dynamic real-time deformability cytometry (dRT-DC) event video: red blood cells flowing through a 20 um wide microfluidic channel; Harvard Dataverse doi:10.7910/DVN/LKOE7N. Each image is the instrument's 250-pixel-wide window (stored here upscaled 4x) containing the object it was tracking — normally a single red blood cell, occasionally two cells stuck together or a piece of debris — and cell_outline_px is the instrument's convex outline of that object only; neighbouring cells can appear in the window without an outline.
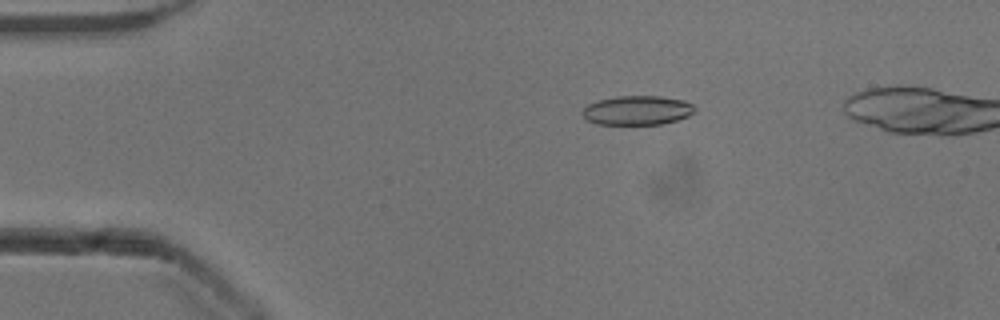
{"species": "common noctule bat (a hibernating species)", "species_latin": "Nyctalus noctula", "temperature_condition": "cold", "stored_images_in_passage": 48, "camera_frame_rate_fps": 3000, "um_per_image_px": 0.085, "animal": {"sex": "male", "body_mass_g": 13.3}, "frame": {"image": 1, "passage_image": 10, "time_ms": 3.0, "image_size_px": [1000, 320], "cell_outline_px": [[696, 112], [688, 116], [676, 120], [660, 124], [596, 124], [588, 120], [580, 112], [588, 104], [596, 100], [616, 96], [660, 96], [684, 100], [692, 104], [696, 108]], "centroid_in_image_um": [54.17, 9.37], "position_along_channel_um": 30.8, "area_um2": 19.25}}
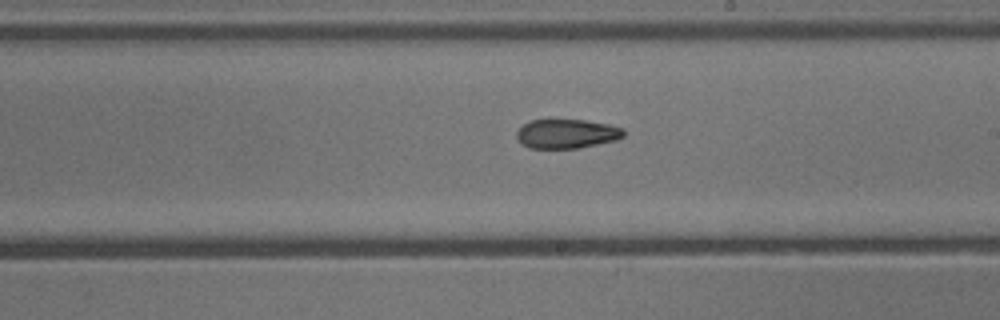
{"frame": {"image": 2, "passage_image": 30, "time_ms": 9.667, "image_size_px": [1000, 320], "cell_outline_px": [[624, 136], [616, 140], [576, 148], [528, 148], [520, 144], [516, 136], [516, 132], [524, 124], [532, 120], [588, 120], [608, 124], [624, 128]], "centroid_in_image_um": [48.16, 11.37], "position_along_channel_um": 240.8, "area_um2": 18.21}}
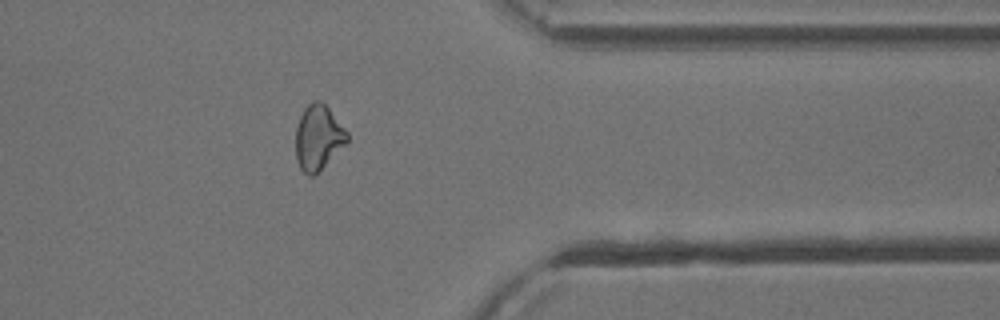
{"frame": {"image": 3, "passage_image": 42, "time_ms": 13.667, "image_size_px": [1000, 320], "cell_outline_px": [[348, 140], [312, 176], [308, 176], [300, 168], [296, 160], [296, 128], [300, 116], [304, 108], [312, 100], [320, 100], [328, 108], [348, 132]], "centroid_in_image_um": [27.01, 11.64], "position_along_channel_um": 384.4, "area_um2": 18.96}}